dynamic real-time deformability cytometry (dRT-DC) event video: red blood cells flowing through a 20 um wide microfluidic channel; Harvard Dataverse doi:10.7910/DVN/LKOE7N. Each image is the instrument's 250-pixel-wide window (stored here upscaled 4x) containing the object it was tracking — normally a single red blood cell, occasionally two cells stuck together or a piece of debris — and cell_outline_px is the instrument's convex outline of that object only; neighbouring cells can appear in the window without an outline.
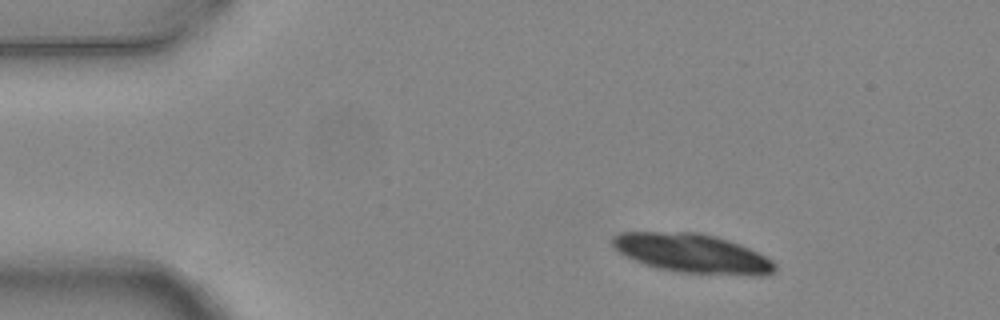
{"species": "common noctule bat (a hibernating species)", "species_latin": "Nyctalus noctula", "temperature_condition": "warm", "stored_images_in_passage": 3, "camera_frame_rate_fps": 3000, "um_per_image_px": 0.085, "animal": {"sex": "female", "body_mass_g": 24.6, "forearm_length_mm": 56.2}, "frame": {"image": 1, "passage_image": 1, "time_ms": 0.0, "image_size_px": [1000, 320], "cell_outline_px": [[776, 272], [764, 276], [748, 276], [676, 272], [656, 268], [644, 264], [620, 252], [612, 244], [612, 236], [620, 232], [700, 232], [716, 236], [740, 244], [772, 260], [776, 264]], "centroid_in_image_um": [58.89, 21.55], "position_along_channel_um": 26.1, "area_um2": 37.22}}